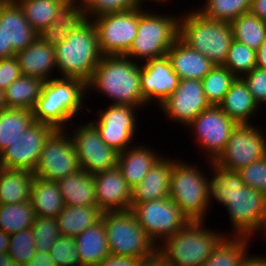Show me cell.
I'll list each match as a JSON object with an SVG mask.
<instances>
[{"instance_id":"1","label":"cell","mask_w":266,"mask_h":266,"mask_svg":"<svg viewBox=\"0 0 266 266\" xmlns=\"http://www.w3.org/2000/svg\"><path fill=\"white\" fill-rule=\"evenodd\" d=\"M140 67V63L126 56H102L87 83V91L98 89L113 99V105H130L139 109L146 104L141 92Z\"/></svg>"},{"instance_id":"2","label":"cell","mask_w":266,"mask_h":266,"mask_svg":"<svg viewBox=\"0 0 266 266\" xmlns=\"http://www.w3.org/2000/svg\"><path fill=\"white\" fill-rule=\"evenodd\" d=\"M86 92L87 84L77 78L61 76L45 81L32 109L34 121L52 125L55 129H67V123L85 107Z\"/></svg>"},{"instance_id":"3","label":"cell","mask_w":266,"mask_h":266,"mask_svg":"<svg viewBox=\"0 0 266 266\" xmlns=\"http://www.w3.org/2000/svg\"><path fill=\"white\" fill-rule=\"evenodd\" d=\"M54 46L55 63L60 76L77 78L87 84L102 57L97 29L92 20L66 38L54 41Z\"/></svg>"},{"instance_id":"4","label":"cell","mask_w":266,"mask_h":266,"mask_svg":"<svg viewBox=\"0 0 266 266\" xmlns=\"http://www.w3.org/2000/svg\"><path fill=\"white\" fill-rule=\"evenodd\" d=\"M204 225V221H190L159 243L157 251L171 266H202L226 237V234L207 229Z\"/></svg>"},{"instance_id":"5","label":"cell","mask_w":266,"mask_h":266,"mask_svg":"<svg viewBox=\"0 0 266 266\" xmlns=\"http://www.w3.org/2000/svg\"><path fill=\"white\" fill-rule=\"evenodd\" d=\"M183 15L179 19V38L215 65H223L234 39L231 24L209 19L197 10Z\"/></svg>"},{"instance_id":"6","label":"cell","mask_w":266,"mask_h":266,"mask_svg":"<svg viewBox=\"0 0 266 266\" xmlns=\"http://www.w3.org/2000/svg\"><path fill=\"white\" fill-rule=\"evenodd\" d=\"M201 171L196 165L173 160L169 197L189 221H204L211 203L209 179Z\"/></svg>"},{"instance_id":"7","label":"cell","mask_w":266,"mask_h":266,"mask_svg":"<svg viewBox=\"0 0 266 266\" xmlns=\"http://www.w3.org/2000/svg\"><path fill=\"white\" fill-rule=\"evenodd\" d=\"M143 10L142 7L138 8L137 35L130 50L124 55L134 59V62L138 59L146 62L148 59L166 55L179 38L180 15H157Z\"/></svg>"},{"instance_id":"8","label":"cell","mask_w":266,"mask_h":266,"mask_svg":"<svg viewBox=\"0 0 266 266\" xmlns=\"http://www.w3.org/2000/svg\"><path fill=\"white\" fill-rule=\"evenodd\" d=\"M101 219L106 227L110 255L144 258L157 250L131 210L106 211Z\"/></svg>"},{"instance_id":"9","label":"cell","mask_w":266,"mask_h":266,"mask_svg":"<svg viewBox=\"0 0 266 266\" xmlns=\"http://www.w3.org/2000/svg\"><path fill=\"white\" fill-rule=\"evenodd\" d=\"M92 20L102 56H124L130 50L137 35L138 8L101 14Z\"/></svg>"},{"instance_id":"10","label":"cell","mask_w":266,"mask_h":266,"mask_svg":"<svg viewBox=\"0 0 266 266\" xmlns=\"http://www.w3.org/2000/svg\"><path fill=\"white\" fill-rule=\"evenodd\" d=\"M131 212L156 246L190 222L170 197L135 204Z\"/></svg>"},{"instance_id":"11","label":"cell","mask_w":266,"mask_h":266,"mask_svg":"<svg viewBox=\"0 0 266 266\" xmlns=\"http://www.w3.org/2000/svg\"><path fill=\"white\" fill-rule=\"evenodd\" d=\"M65 131L56 129L46 140L33 172L35 177L57 182L81 169L74 142Z\"/></svg>"},{"instance_id":"12","label":"cell","mask_w":266,"mask_h":266,"mask_svg":"<svg viewBox=\"0 0 266 266\" xmlns=\"http://www.w3.org/2000/svg\"><path fill=\"white\" fill-rule=\"evenodd\" d=\"M265 156V134L252 124H239L214 162L224 169L238 171Z\"/></svg>"},{"instance_id":"13","label":"cell","mask_w":266,"mask_h":266,"mask_svg":"<svg viewBox=\"0 0 266 266\" xmlns=\"http://www.w3.org/2000/svg\"><path fill=\"white\" fill-rule=\"evenodd\" d=\"M223 204L235 229L231 236L251 238L256 234L254 232L259 230L266 211L265 194L244 185Z\"/></svg>"},{"instance_id":"14","label":"cell","mask_w":266,"mask_h":266,"mask_svg":"<svg viewBox=\"0 0 266 266\" xmlns=\"http://www.w3.org/2000/svg\"><path fill=\"white\" fill-rule=\"evenodd\" d=\"M238 124L229 118L219 106L211 105L203 110L187 126L194 131L196 140L204 148L210 162L224 151L231 133Z\"/></svg>"},{"instance_id":"15","label":"cell","mask_w":266,"mask_h":266,"mask_svg":"<svg viewBox=\"0 0 266 266\" xmlns=\"http://www.w3.org/2000/svg\"><path fill=\"white\" fill-rule=\"evenodd\" d=\"M55 130L52 125L34 121L1 152L2 168L34 172L44 144Z\"/></svg>"},{"instance_id":"16","label":"cell","mask_w":266,"mask_h":266,"mask_svg":"<svg viewBox=\"0 0 266 266\" xmlns=\"http://www.w3.org/2000/svg\"><path fill=\"white\" fill-rule=\"evenodd\" d=\"M73 134L71 138L82 170L95 174L117 167L119 153L101 139L91 123L78 126Z\"/></svg>"},{"instance_id":"17","label":"cell","mask_w":266,"mask_h":266,"mask_svg":"<svg viewBox=\"0 0 266 266\" xmlns=\"http://www.w3.org/2000/svg\"><path fill=\"white\" fill-rule=\"evenodd\" d=\"M138 107L130 105L111 104L108 108L99 110L98 120H91L101 139L118 153L131 147L136 130L134 115Z\"/></svg>"},{"instance_id":"18","label":"cell","mask_w":266,"mask_h":266,"mask_svg":"<svg viewBox=\"0 0 266 266\" xmlns=\"http://www.w3.org/2000/svg\"><path fill=\"white\" fill-rule=\"evenodd\" d=\"M201 80L181 79L174 92L160 105L168 118L187 126L203 110L210 107Z\"/></svg>"},{"instance_id":"19","label":"cell","mask_w":266,"mask_h":266,"mask_svg":"<svg viewBox=\"0 0 266 266\" xmlns=\"http://www.w3.org/2000/svg\"><path fill=\"white\" fill-rule=\"evenodd\" d=\"M179 81L167 54L141 64L140 85L146 106L156 99L159 107L178 87Z\"/></svg>"},{"instance_id":"20","label":"cell","mask_w":266,"mask_h":266,"mask_svg":"<svg viewBox=\"0 0 266 266\" xmlns=\"http://www.w3.org/2000/svg\"><path fill=\"white\" fill-rule=\"evenodd\" d=\"M97 206L103 211L131 210L132 188L115 167L93 174Z\"/></svg>"},{"instance_id":"21","label":"cell","mask_w":266,"mask_h":266,"mask_svg":"<svg viewBox=\"0 0 266 266\" xmlns=\"http://www.w3.org/2000/svg\"><path fill=\"white\" fill-rule=\"evenodd\" d=\"M0 26L6 37V47H12L15 53L24 50L40 36L14 0H0Z\"/></svg>"},{"instance_id":"22","label":"cell","mask_w":266,"mask_h":266,"mask_svg":"<svg viewBox=\"0 0 266 266\" xmlns=\"http://www.w3.org/2000/svg\"><path fill=\"white\" fill-rule=\"evenodd\" d=\"M15 56L22 75L47 81L50 79L51 71L56 69L54 41L43 35L24 50L17 52Z\"/></svg>"},{"instance_id":"23","label":"cell","mask_w":266,"mask_h":266,"mask_svg":"<svg viewBox=\"0 0 266 266\" xmlns=\"http://www.w3.org/2000/svg\"><path fill=\"white\" fill-rule=\"evenodd\" d=\"M173 159L161 157L143 180L132 188L131 208L135 204L169 197V185Z\"/></svg>"},{"instance_id":"24","label":"cell","mask_w":266,"mask_h":266,"mask_svg":"<svg viewBox=\"0 0 266 266\" xmlns=\"http://www.w3.org/2000/svg\"><path fill=\"white\" fill-rule=\"evenodd\" d=\"M167 56L180 80H202L215 66L209 58L190 48L180 38L168 50Z\"/></svg>"},{"instance_id":"25","label":"cell","mask_w":266,"mask_h":266,"mask_svg":"<svg viewBox=\"0 0 266 266\" xmlns=\"http://www.w3.org/2000/svg\"><path fill=\"white\" fill-rule=\"evenodd\" d=\"M233 121L239 124H251L250 119L259 111L246 83L241 77H236L223 101L218 105ZM250 121V122H249Z\"/></svg>"},{"instance_id":"26","label":"cell","mask_w":266,"mask_h":266,"mask_svg":"<svg viewBox=\"0 0 266 266\" xmlns=\"http://www.w3.org/2000/svg\"><path fill=\"white\" fill-rule=\"evenodd\" d=\"M161 157L144 145L131 146L118 154L117 167L121 170L126 183L134 188Z\"/></svg>"},{"instance_id":"27","label":"cell","mask_w":266,"mask_h":266,"mask_svg":"<svg viewBox=\"0 0 266 266\" xmlns=\"http://www.w3.org/2000/svg\"><path fill=\"white\" fill-rule=\"evenodd\" d=\"M81 266H97L110 255L106 227L101 219L74 238Z\"/></svg>"},{"instance_id":"28","label":"cell","mask_w":266,"mask_h":266,"mask_svg":"<svg viewBox=\"0 0 266 266\" xmlns=\"http://www.w3.org/2000/svg\"><path fill=\"white\" fill-rule=\"evenodd\" d=\"M67 206L97 205L93 174L80 169L57 181Z\"/></svg>"},{"instance_id":"29","label":"cell","mask_w":266,"mask_h":266,"mask_svg":"<svg viewBox=\"0 0 266 266\" xmlns=\"http://www.w3.org/2000/svg\"><path fill=\"white\" fill-rule=\"evenodd\" d=\"M34 178L29 170L0 168V204L30 201Z\"/></svg>"},{"instance_id":"30","label":"cell","mask_w":266,"mask_h":266,"mask_svg":"<svg viewBox=\"0 0 266 266\" xmlns=\"http://www.w3.org/2000/svg\"><path fill=\"white\" fill-rule=\"evenodd\" d=\"M103 211L97 205L67 206L56 217L61 236L77 237L101 220Z\"/></svg>"},{"instance_id":"31","label":"cell","mask_w":266,"mask_h":266,"mask_svg":"<svg viewBox=\"0 0 266 266\" xmlns=\"http://www.w3.org/2000/svg\"><path fill=\"white\" fill-rule=\"evenodd\" d=\"M30 202L36 216L41 217L56 218L65 207L57 182L38 177L33 181Z\"/></svg>"},{"instance_id":"32","label":"cell","mask_w":266,"mask_h":266,"mask_svg":"<svg viewBox=\"0 0 266 266\" xmlns=\"http://www.w3.org/2000/svg\"><path fill=\"white\" fill-rule=\"evenodd\" d=\"M30 26L41 36L50 30L56 11L66 0H14Z\"/></svg>"},{"instance_id":"33","label":"cell","mask_w":266,"mask_h":266,"mask_svg":"<svg viewBox=\"0 0 266 266\" xmlns=\"http://www.w3.org/2000/svg\"><path fill=\"white\" fill-rule=\"evenodd\" d=\"M44 82L36 77L21 75L4 90L7 108L32 110L41 95Z\"/></svg>"},{"instance_id":"34","label":"cell","mask_w":266,"mask_h":266,"mask_svg":"<svg viewBox=\"0 0 266 266\" xmlns=\"http://www.w3.org/2000/svg\"><path fill=\"white\" fill-rule=\"evenodd\" d=\"M89 21L87 10L65 1L56 11L50 30L45 35L52 41L66 38Z\"/></svg>"},{"instance_id":"35","label":"cell","mask_w":266,"mask_h":266,"mask_svg":"<svg viewBox=\"0 0 266 266\" xmlns=\"http://www.w3.org/2000/svg\"><path fill=\"white\" fill-rule=\"evenodd\" d=\"M34 122L32 110L5 108L0 112V151L18 138Z\"/></svg>"},{"instance_id":"36","label":"cell","mask_w":266,"mask_h":266,"mask_svg":"<svg viewBox=\"0 0 266 266\" xmlns=\"http://www.w3.org/2000/svg\"><path fill=\"white\" fill-rule=\"evenodd\" d=\"M230 238V239H229ZM226 236L202 266H240L247 255L250 238Z\"/></svg>"},{"instance_id":"37","label":"cell","mask_w":266,"mask_h":266,"mask_svg":"<svg viewBox=\"0 0 266 266\" xmlns=\"http://www.w3.org/2000/svg\"><path fill=\"white\" fill-rule=\"evenodd\" d=\"M230 24L233 38L255 51L266 40V22L251 12L240 15Z\"/></svg>"},{"instance_id":"38","label":"cell","mask_w":266,"mask_h":266,"mask_svg":"<svg viewBox=\"0 0 266 266\" xmlns=\"http://www.w3.org/2000/svg\"><path fill=\"white\" fill-rule=\"evenodd\" d=\"M36 214L30 201L0 204V230L7 234L31 228Z\"/></svg>"},{"instance_id":"39","label":"cell","mask_w":266,"mask_h":266,"mask_svg":"<svg viewBox=\"0 0 266 266\" xmlns=\"http://www.w3.org/2000/svg\"><path fill=\"white\" fill-rule=\"evenodd\" d=\"M210 165L215 174L213 178H209V196L223 204L245 184L237 171L224 169L214 161H211Z\"/></svg>"},{"instance_id":"40","label":"cell","mask_w":266,"mask_h":266,"mask_svg":"<svg viewBox=\"0 0 266 266\" xmlns=\"http://www.w3.org/2000/svg\"><path fill=\"white\" fill-rule=\"evenodd\" d=\"M236 76L224 65H215L201 80L203 92L210 105L218 106L229 91Z\"/></svg>"},{"instance_id":"41","label":"cell","mask_w":266,"mask_h":266,"mask_svg":"<svg viewBox=\"0 0 266 266\" xmlns=\"http://www.w3.org/2000/svg\"><path fill=\"white\" fill-rule=\"evenodd\" d=\"M252 0H206L199 11L203 16L231 23L240 15L250 12Z\"/></svg>"},{"instance_id":"42","label":"cell","mask_w":266,"mask_h":266,"mask_svg":"<svg viewBox=\"0 0 266 266\" xmlns=\"http://www.w3.org/2000/svg\"><path fill=\"white\" fill-rule=\"evenodd\" d=\"M223 65L236 77H241L256 67V51L233 39Z\"/></svg>"},{"instance_id":"43","label":"cell","mask_w":266,"mask_h":266,"mask_svg":"<svg viewBox=\"0 0 266 266\" xmlns=\"http://www.w3.org/2000/svg\"><path fill=\"white\" fill-rule=\"evenodd\" d=\"M35 237L32 228L10 235L8 254L19 264H27L36 254Z\"/></svg>"},{"instance_id":"44","label":"cell","mask_w":266,"mask_h":266,"mask_svg":"<svg viewBox=\"0 0 266 266\" xmlns=\"http://www.w3.org/2000/svg\"><path fill=\"white\" fill-rule=\"evenodd\" d=\"M36 252H49L61 236L56 218L36 216L32 225Z\"/></svg>"},{"instance_id":"45","label":"cell","mask_w":266,"mask_h":266,"mask_svg":"<svg viewBox=\"0 0 266 266\" xmlns=\"http://www.w3.org/2000/svg\"><path fill=\"white\" fill-rule=\"evenodd\" d=\"M56 266H81L73 237L60 236L49 250Z\"/></svg>"},{"instance_id":"46","label":"cell","mask_w":266,"mask_h":266,"mask_svg":"<svg viewBox=\"0 0 266 266\" xmlns=\"http://www.w3.org/2000/svg\"><path fill=\"white\" fill-rule=\"evenodd\" d=\"M237 172L246 186L266 195V156Z\"/></svg>"},{"instance_id":"47","label":"cell","mask_w":266,"mask_h":266,"mask_svg":"<svg viewBox=\"0 0 266 266\" xmlns=\"http://www.w3.org/2000/svg\"><path fill=\"white\" fill-rule=\"evenodd\" d=\"M241 78L246 83L257 105L266 104V69L255 67Z\"/></svg>"},{"instance_id":"48","label":"cell","mask_w":266,"mask_h":266,"mask_svg":"<svg viewBox=\"0 0 266 266\" xmlns=\"http://www.w3.org/2000/svg\"><path fill=\"white\" fill-rule=\"evenodd\" d=\"M134 8H138L136 0H94V3L87 9V14L90 20L92 16Z\"/></svg>"},{"instance_id":"49","label":"cell","mask_w":266,"mask_h":266,"mask_svg":"<svg viewBox=\"0 0 266 266\" xmlns=\"http://www.w3.org/2000/svg\"><path fill=\"white\" fill-rule=\"evenodd\" d=\"M22 75L16 56L0 59V88L5 90Z\"/></svg>"},{"instance_id":"50","label":"cell","mask_w":266,"mask_h":266,"mask_svg":"<svg viewBox=\"0 0 266 266\" xmlns=\"http://www.w3.org/2000/svg\"><path fill=\"white\" fill-rule=\"evenodd\" d=\"M140 259L130 256L108 255L97 266H137Z\"/></svg>"},{"instance_id":"51","label":"cell","mask_w":266,"mask_h":266,"mask_svg":"<svg viewBox=\"0 0 266 266\" xmlns=\"http://www.w3.org/2000/svg\"><path fill=\"white\" fill-rule=\"evenodd\" d=\"M137 266H171L166 259L156 250L152 255L141 258Z\"/></svg>"},{"instance_id":"52","label":"cell","mask_w":266,"mask_h":266,"mask_svg":"<svg viewBox=\"0 0 266 266\" xmlns=\"http://www.w3.org/2000/svg\"><path fill=\"white\" fill-rule=\"evenodd\" d=\"M22 266H56V264L52 260L49 252H36L30 262Z\"/></svg>"},{"instance_id":"53","label":"cell","mask_w":266,"mask_h":266,"mask_svg":"<svg viewBox=\"0 0 266 266\" xmlns=\"http://www.w3.org/2000/svg\"><path fill=\"white\" fill-rule=\"evenodd\" d=\"M250 12L266 22V0H252Z\"/></svg>"},{"instance_id":"54","label":"cell","mask_w":266,"mask_h":266,"mask_svg":"<svg viewBox=\"0 0 266 266\" xmlns=\"http://www.w3.org/2000/svg\"><path fill=\"white\" fill-rule=\"evenodd\" d=\"M15 55L16 53L13 51L12 47H6V37L4 36L2 26H0V59Z\"/></svg>"},{"instance_id":"55","label":"cell","mask_w":266,"mask_h":266,"mask_svg":"<svg viewBox=\"0 0 266 266\" xmlns=\"http://www.w3.org/2000/svg\"><path fill=\"white\" fill-rule=\"evenodd\" d=\"M256 67L266 69V40L256 51Z\"/></svg>"},{"instance_id":"56","label":"cell","mask_w":266,"mask_h":266,"mask_svg":"<svg viewBox=\"0 0 266 266\" xmlns=\"http://www.w3.org/2000/svg\"><path fill=\"white\" fill-rule=\"evenodd\" d=\"M247 254L245 258L242 260L240 266H266L265 260L261 256L252 255L248 257Z\"/></svg>"},{"instance_id":"57","label":"cell","mask_w":266,"mask_h":266,"mask_svg":"<svg viewBox=\"0 0 266 266\" xmlns=\"http://www.w3.org/2000/svg\"><path fill=\"white\" fill-rule=\"evenodd\" d=\"M10 234L0 230V253L8 252Z\"/></svg>"},{"instance_id":"58","label":"cell","mask_w":266,"mask_h":266,"mask_svg":"<svg viewBox=\"0 0 266 266\" xmlns=\"http://www.w3.org/2000/svg\"><path fill=\"white\" fill-rule=\"evenodd\" d=\"M66 1L76 5L79 8H83L86 10L94 3V0H66Z\"/></svg>"},{"instance_id":"59","label":"cell","mask_w":266,"mask_h":266,"mask_svg":"<svg viewBox=\"0 0 266 266\" xmlns=\"http://www.w3.org/2000/svg\"><path fill=\"white\" fill-rule=\"evenodd\" d=\"M5 108H7L5 92L0 88V112Z\"/></svg>"},{"instance_id":"60","label":"cell","mask_w":266,"mask_h":266,"mask_svg":"<svg viewBox=\"0 0 266 266\" xmlns=\"http://www.w3.org/2000/svg\"><path fill=\"white\" fill-rule=\"evenodd\" d=\"M4 266H22V264L13 261L11 258H4Z\"/></svg>"},{"instance_id":"61","label":"cell","mask_w":266,"mask_h":266,"mask_svg":"<svg viewBox=\"0 0 266 266\" xmlns=\"http://www.w3.org/2000/svg\"><path fill=\"white\" fill-rule=\"evenodd\" d=\"M261 230V232L263 231V234L262 235H264L265 236V238H266V211H265V214H264V218H263V221H262V223H261V226H260V228H259V231Z\"/></svg>"},{"instance_id":"62","label":"cell","mask_w":266,"mask_h":266,"mask_svg":"<svg viewBox=\"0 0 266 266\" xmlns=\"http://www.w3.org/2000/svg\"><path fill=\"white\" fill-rule=\"evenodd\" d=\"M4 258H10L8 252L0 253V266H4Z\"/></svg>"},{"instance_id":"63","label":"cell","mask_w":266,"mask_h":266,"mask_svg":"<svg viewBox=\"0 0 266 266\" xmlns=\"http://www.w3.org/2000/svg\"><path fill=\"white\" fill-rule=\"evenodd\" d=\"M142 1H144V0H136V2H137V4H138V8H141V6L144 5V4L142 3ZM150 1H154V2H157V1H158V3L160 4V2H166V1H168V0H150ZM141 3H142V4H141Z\"/></svg>"},{"instance_id":"64","label":"cell","mask_w":266,"mask_h":266,"mask_svg":"<svg viewBox=\"0 0 266 266\" xmlns=\"http://www.w3.org/2000/svg\"><path fill=\"white\" fill-rule=\"evenodd\" d=\"M1 162H2V153L0 151V168H2Z\"/></svg>"}]
</instances>
